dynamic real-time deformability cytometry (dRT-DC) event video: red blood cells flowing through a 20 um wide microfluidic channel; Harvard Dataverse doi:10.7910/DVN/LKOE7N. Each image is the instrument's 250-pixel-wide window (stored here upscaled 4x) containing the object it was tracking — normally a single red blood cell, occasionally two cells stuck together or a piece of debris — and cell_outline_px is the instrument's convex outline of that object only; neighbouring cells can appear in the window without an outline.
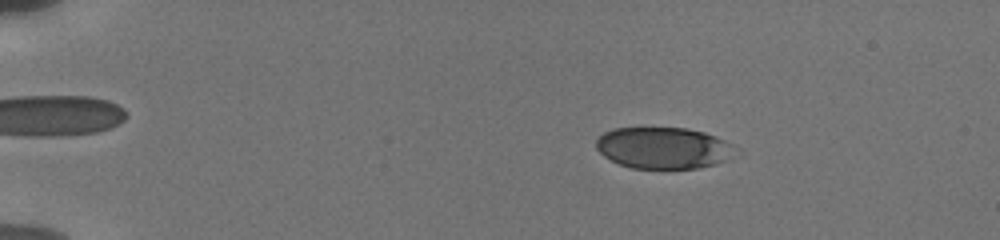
{"species": "human", "species_latin": "Homo sapiens", "temperature_condition": "cold", "stored_images_in_passage": 55, "camera_frame_rate_fps": 3000, "um_per_image_px": 0.085, "donor": {"sex": "male"}, "frame": {"image": 1, "passage_image": 10, "time_ms": 3.0, "image_size_px": [1000, 240], "cell_outline_px": [[740, 152], [716, 164], [700, 168], [632, 168], [620, 164], [604, 156], [596, 148], [596, 140], [604, 132], [612, 128], [688, 128], [704, 132], [716, 136], [740, 148]], "centroid_in_image_um": [56.44, 12.57], "position_along_channel_um": 28.6, "area_um2": 33.87}}
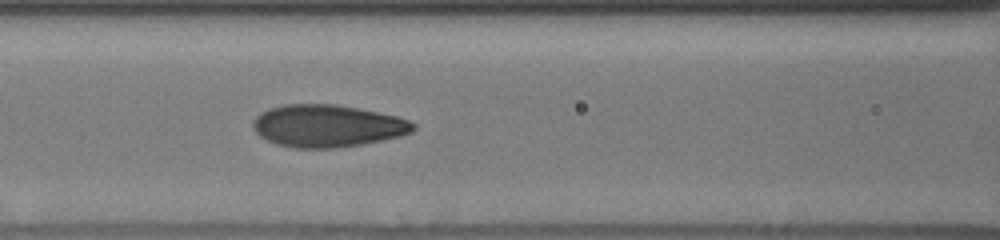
{"frame": {"image": 2, "passage_image": 26, "time_ms": 8.333, "image_size_px": [1000, 240], "cell_outline_px": [[416, 128], [412, 132], [400, 136], [360, 144], [332, 148], [296, 148], [276, 144], [260, 136], [256, 132], [252, 124], [252, 120], [260, 112], [268, 108], [284, 104], [336, 104], [396, 116], [408, 120], [416, 124]], "centroid_in_image_um": [27.79, 10.69], "position_along_channel_um": 138.8, "area_um2": 39.36}}
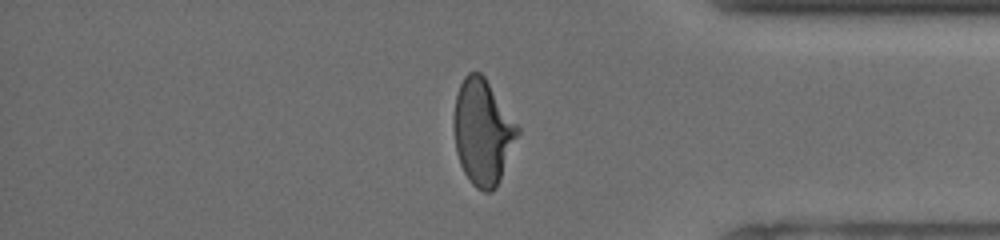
{"frame": {"image": 3, "passage_image": 47, "time_ms": 15.333, "image_size_px": [1000, 240], "cell_outline_px": [[520, 132], [500, 180], [496, 188], [492, 192], [484, 192], [476, 188], [472, 184], [464, 172], [460, 164], [456, 152], [452, 124], [452, 120], [456, 96], [460, 84], [464, 76], [468, 72], [480, 72], [484, 76], [520, 128]], "centroid_in_image_um": [41.01, 11.23], "position_along_channel_um": 394.2, "area_um2": 39.42}, "authors_computed_cell_mechanics": {"area_um2": 38.437, "velocity_mm_per_s": 3.8424, "shape_relaxation_time_tau1_ms": 4.3779, "shape_relaxation_time_tau2_ms": 0.7152, "deformation_change_tau1": 0.1854, "deformation_change_tau2": 0.0601}}